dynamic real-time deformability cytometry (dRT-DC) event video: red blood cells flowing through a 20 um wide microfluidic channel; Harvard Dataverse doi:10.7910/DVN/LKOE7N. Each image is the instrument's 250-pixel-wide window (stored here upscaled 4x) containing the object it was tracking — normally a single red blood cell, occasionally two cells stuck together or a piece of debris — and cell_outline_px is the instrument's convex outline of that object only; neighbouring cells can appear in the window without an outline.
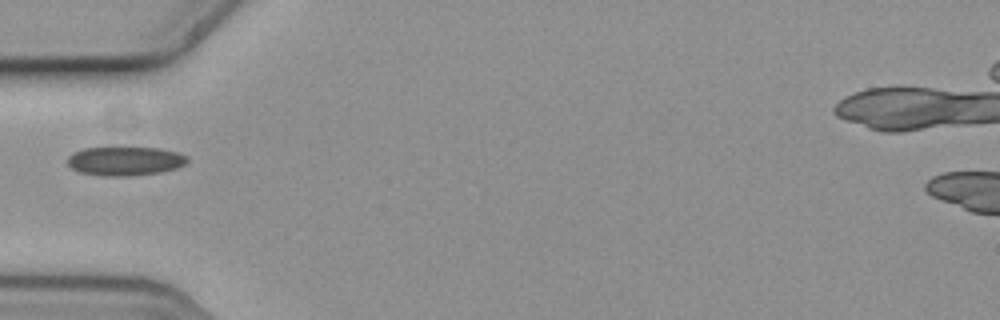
{"species": "common noctule bat (a hibernating species)", "species_latin": "Nyctalus noctula", "temperature_condition": "cold", "stored_images_in_passage": 1, "camera_frame_rate_fps": 3000, "um_per_image_px": 0.085, "animal": {"sex": "female", "body_mass_g": 19.3, "forearm_length_mm": 54.1}, "frame": {"image": 1, "passage_image": 1, "time_ms": 0.0, "image_size_px": [1000, 320], "cell_outline_px": [[188, 160], [184, 164], [176, 168], [160, 172], [132, 176], [100, 176], [80, 172], [72, 168], [68, 164], [68, 156], [72, 152], [84, 148], [160, 148], [180, 152], [188, 156]], "centroid_in_image_um": [10.64, 13.69], "position_along_channel_um": 74.4, "area_um2": 20.29}}